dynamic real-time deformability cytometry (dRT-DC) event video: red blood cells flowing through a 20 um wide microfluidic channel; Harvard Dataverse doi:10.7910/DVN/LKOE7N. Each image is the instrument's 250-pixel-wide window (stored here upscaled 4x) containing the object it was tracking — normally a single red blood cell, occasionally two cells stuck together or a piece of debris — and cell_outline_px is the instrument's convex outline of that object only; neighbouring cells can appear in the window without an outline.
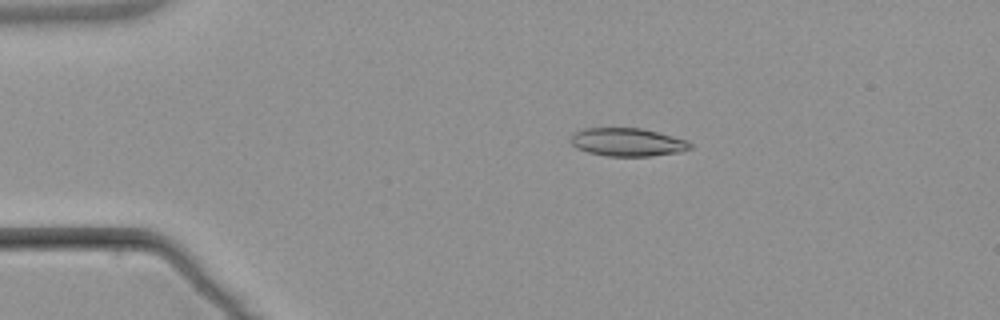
{"species": "common noctule bat (a hibernating species)", "species_latin": "Nyctalus noctula", "temperature_condition": "warm", "stored_images_in_passage": 3, "camera_frame_rate_fps": 3000, "um_per_image_px": 0.085, "animal": {"sex": "male", "body_mass_g": 21.5, "forearm_length_mm": 52.0}, "frame": {"image": 1, "passage_image": 1, "time_ms": 0.0, "image_size_px": [1000, 320], "cell_outline_px": [[692, 148], [680, 152], [652, 156], [608, 156], [588, 152], [576, 148], [568, 140], [572, 132], [584, 128], [640, 128], [688, 140], [692, 144]], "centroid_in_image_um": [53.3, 12.08], "position_along_channel_um": 31.7, "area_um2": 19.77}}
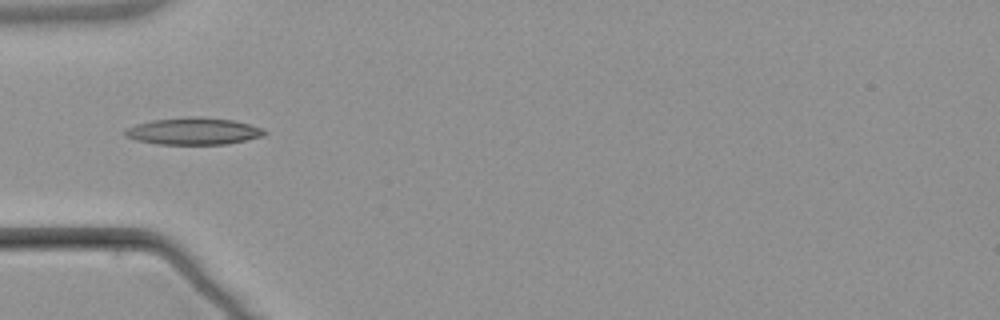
{"frame": {"image": 2, "passage_image": 3, "time_ms": 2.333, "image_size_px": [1000, 320], "cell_outline_px": [[268, 132], [264, 136], [228, 144], [156, 144], [136, 140], [124, 136], [124, 128], [136, 124], [152, 120], [188, 116], [200, 116], [232, 120], [248, 124], [260, 128]], "centroid_in_image_um": [16.41, 11.15], "position_along_channel_um": 68.6, "area_um2": 22.08}}